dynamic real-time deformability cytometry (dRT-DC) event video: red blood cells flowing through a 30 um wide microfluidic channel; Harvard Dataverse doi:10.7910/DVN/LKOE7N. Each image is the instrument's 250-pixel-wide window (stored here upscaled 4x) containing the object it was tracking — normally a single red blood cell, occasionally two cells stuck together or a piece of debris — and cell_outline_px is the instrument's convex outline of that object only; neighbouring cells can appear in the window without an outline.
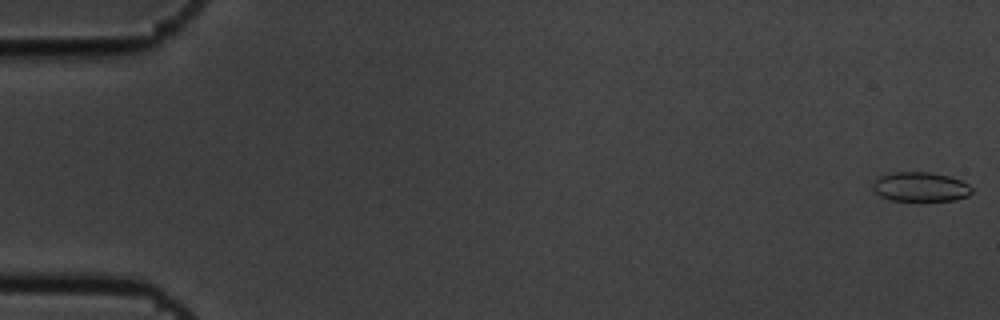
{"species": "common noctule bat (a hibernating species)", "species_latin": "Nyctalus noctula", "temperature_condition": "cold", "stored_images_in_passage": 15, "camera_frame_rate_fps": 3000, "um_per_image_px": 0.085, "animal": {"sex": "male", "body_mass_g": 19.5, "forearm_length_mm": 54.6}, "frame": {"image": 1, "passage_image": 1, "time_ms": 0.0, "image_size_px": [1000, 320], "cell_outline_px": [[972, 192], [968, 196], [956, 200], [892, 200], [880, 196], [872, 188], [872, 180], [880, 176], [896, 172], [932, 172], [948, 176], [960, 180], [968, 184], [972, 188]], "centroid_in_image_um": [78.23, 15.87], "position_along_channel_um": 6.8, "area_um2": 16.94}}
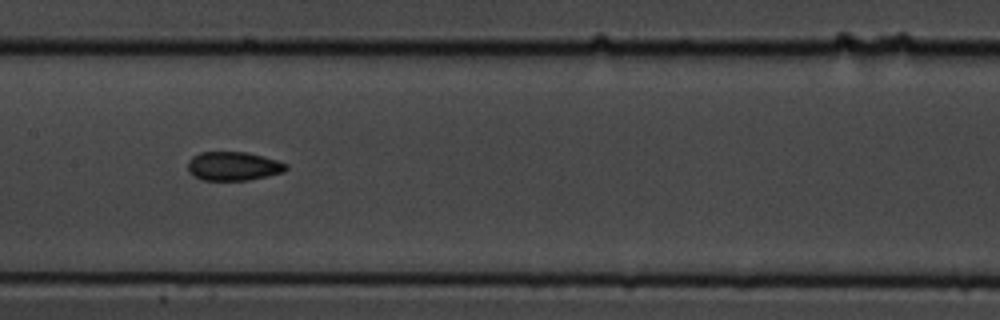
{"frame": {"image": 2, "passage_image": 8, "time_ms": 2.333, "image_size_px": [1000, 320], "cell_outline_px": [[288, 168], [284, 172], [268, 176], [248, 180], [200, 180], [192, 176], [188, 172], [188, 160], [192, 156], [200, 152], [248, 152], [264, 156], [288, 164]], "centroid_in_image_um": [19.82, 14.12], "position_along_channel_um": 187.6, "area_um2": 16.76}}
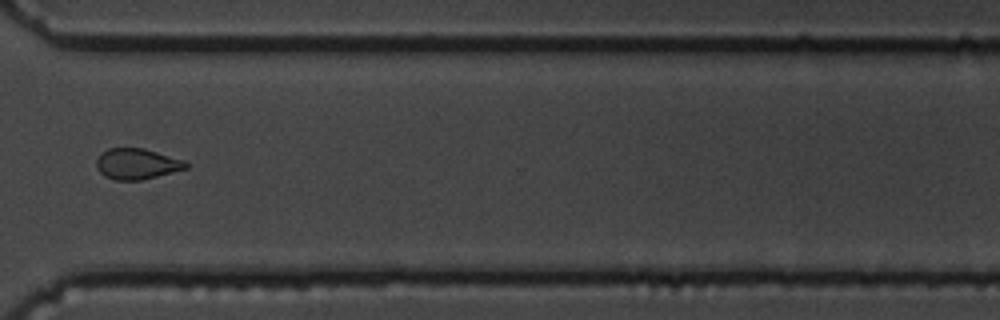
{"frame": {"image": 3, "passage_image": 12, "time_ms": 3.667, "image_size_px": [1000, 320], "cell_outline_px": [[188, 168], [140, 180], [116, 180], [104, 176], [96, 168], [96, 160], [108, 148], [144, 148], [184, 160], [188, 164]], "centroid_in_image_um": [11.63, 13.93], "position_along_channel_um": 359.0, "area_um2": 15.9}}